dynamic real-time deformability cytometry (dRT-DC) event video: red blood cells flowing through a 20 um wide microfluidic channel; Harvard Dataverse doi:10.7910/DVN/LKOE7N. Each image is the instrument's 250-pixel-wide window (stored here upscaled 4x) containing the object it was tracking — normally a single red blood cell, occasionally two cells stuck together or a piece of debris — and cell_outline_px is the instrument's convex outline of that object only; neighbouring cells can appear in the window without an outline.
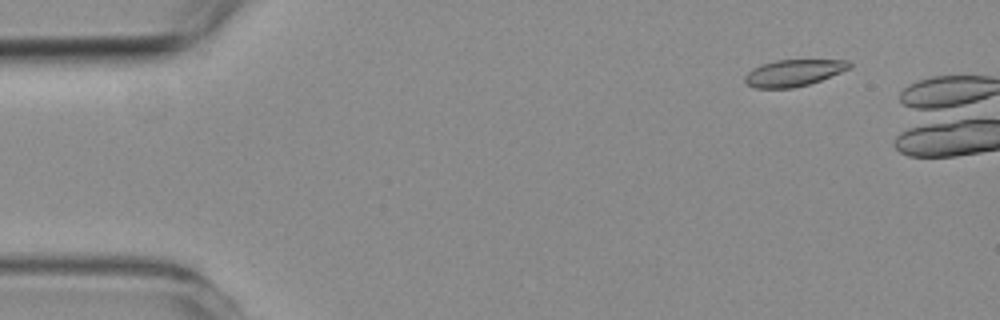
{"species": "common noctule bat (a hibernating species)", "species_latin": "Nyctalus noctula", "temperature_condition": "room temperature", "stored_images_in_passage": 2, "camera_frame_rate_fps": 3000, "um_per_image_px": 0.085, "animal": {"sex": "female", "body_mass_g": 19.3, "forearm_length_mm": 54.1}, "frame": {"image": 1, "passage_image": 1, "time_ms": 0.0, "image_size_px": [1000, 320], "cell_outline_px": [[852, 64], [848, 68], [840, 72], [820, 80], [808, 84], [792, 88], [756, 88], [748, 84], [744, 80], [744, 76], [752, 68], [776, 60], [848, 60]], "centroid_in_image_um": [67.43, 6.19], "position_along_channel_um": 17.6, "area_um2": 15.95}}